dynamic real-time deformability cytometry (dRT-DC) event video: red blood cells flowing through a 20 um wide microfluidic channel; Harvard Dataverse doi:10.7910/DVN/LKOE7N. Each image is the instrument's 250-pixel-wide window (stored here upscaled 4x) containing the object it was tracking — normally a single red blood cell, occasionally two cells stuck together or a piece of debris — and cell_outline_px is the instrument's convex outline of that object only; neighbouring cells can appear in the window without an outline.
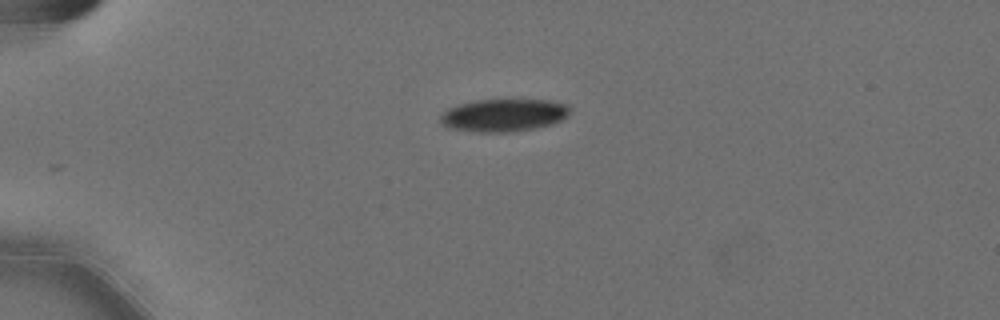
{"species": "Egyptian fruit bat (a non-hibernating species)", "species_latin": "Rousettus aegyptiacus", "temperature_condition": "cold", "stored_images_in_passage": 34, "camera_frame_rate_fps": 3000, "um_per_image_px": 0.085, "animal": {"sex": "female"}, "frame": {"image": 1, "passage_image": 1, "time_ms": 0.0, "image_size_px": [1000, 320], "cell_outline_px": [[568, 116], [552, 124], [512, 132], [476, 132], [448, 128], [440, 120], [440, 116], [448, 108], [460, 104], [476, 100], [552, 100], [568, 104]], "centroid_in_image_um": [42.81, 9.79], "position_along_channel_um": 42.2, "area_um2": 24.51}}
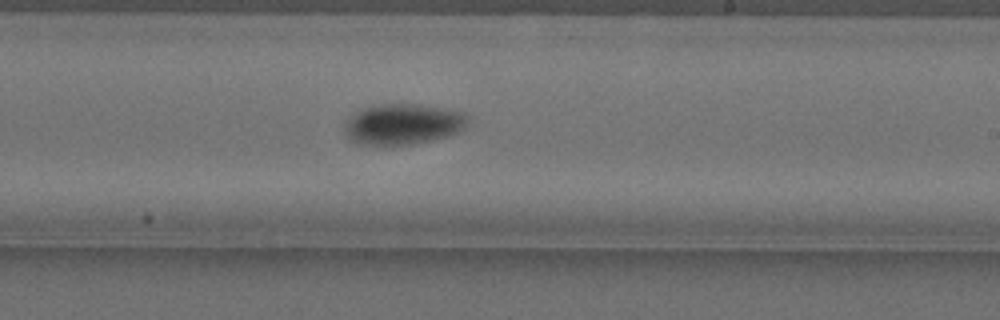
{"frame": {"image": 2, "passage_image": 22, "time_ms": 7.0, "image_size_px": [1000, 320], "cell_outline_px": [[468, 120], [464, 128], [448, 136], [408, 144], [364, 144], [348, 140], [344, 132], [344, 124], [356, 112], [372, 104], [420, 104], [444, 108], [464, 112], [468, 116]], "centroid_in_image_um": [34.24, 10.53], "position_along_channel_um": 254.8, "area_um2": 29.07}}
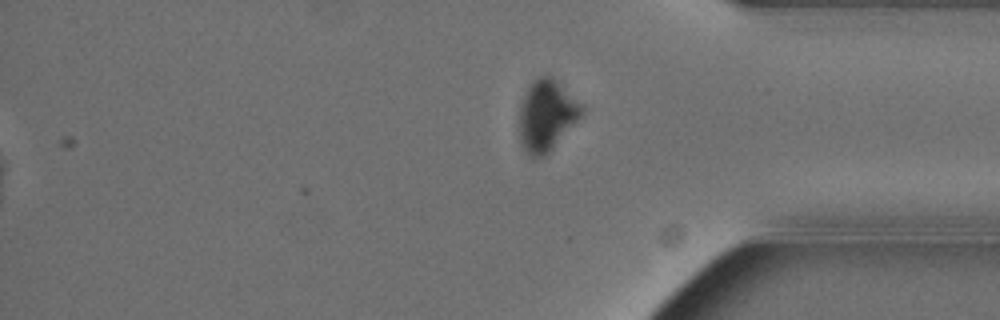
{"frame": {"image": 3, "passage_image": 34, "time_ms": 11.0, "image_size_px": [1000, 320], "cell_outline_px": [[584, 112], [552, 148], [544, 156], [536, 160], [532, 160], [524, 152], [520, 144], [520, 104], [532, 80], [540, 76], [552, 76], [584, 104]], "centroid_in_image_um": [46.45, 9.82], "position_along_channel_um": 388.7, "area_um2": 26.01}, "authors_computed_cell_mechanics": {"area_um2": 27.6573, "velocity_mm_per_s": 3.5831, "shape_relaxation_time_tau1_ms": 3.5119, "shape_relaxation_time_tau2_ms": null, "deformation_change_tau1": 0.1109, "deformation_change_tau2": null}}